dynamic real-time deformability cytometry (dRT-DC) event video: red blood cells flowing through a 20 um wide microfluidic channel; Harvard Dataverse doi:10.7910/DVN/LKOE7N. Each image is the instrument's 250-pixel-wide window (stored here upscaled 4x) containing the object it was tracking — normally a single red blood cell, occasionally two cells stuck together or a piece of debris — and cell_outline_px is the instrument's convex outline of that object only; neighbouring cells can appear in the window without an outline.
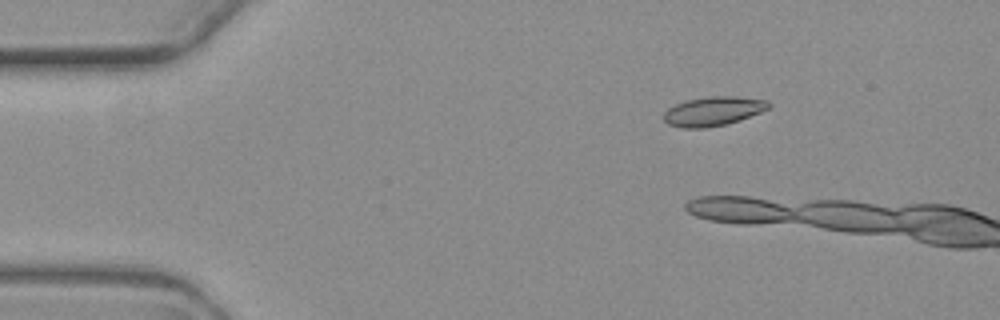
{"species": "common noctule bat (a hibernating species)", "species_latin": "Nyctalus noctula", "temperature_condition": "warm", "stored_images_in_passage": 4, "camera_frame_rate_fps": 3000, "um_per_image_px": 0.085, "animal": {"sex": "female", "body_mass_g": 19.3, "forearm_length_mm": 54.1}, "frame": {"image": 1, "passage_image": 3, "time_ms": 2.333, "image_size_px": [1000, 320], "cell_outline_px": [[772, 104], [768, 108], [760, 112], [740, 120], [724, 124], [704, 128], [684, 128], [668, 124], [664, 120], [664, 112], [668, 108], [676, 104], [688, 100], [712, 96], [736, 96], [768, 100]], "centroid_in_image_um": [60.64, 9.45], "position_along_channel_um": 24.4, "area_um2": 17.69}}